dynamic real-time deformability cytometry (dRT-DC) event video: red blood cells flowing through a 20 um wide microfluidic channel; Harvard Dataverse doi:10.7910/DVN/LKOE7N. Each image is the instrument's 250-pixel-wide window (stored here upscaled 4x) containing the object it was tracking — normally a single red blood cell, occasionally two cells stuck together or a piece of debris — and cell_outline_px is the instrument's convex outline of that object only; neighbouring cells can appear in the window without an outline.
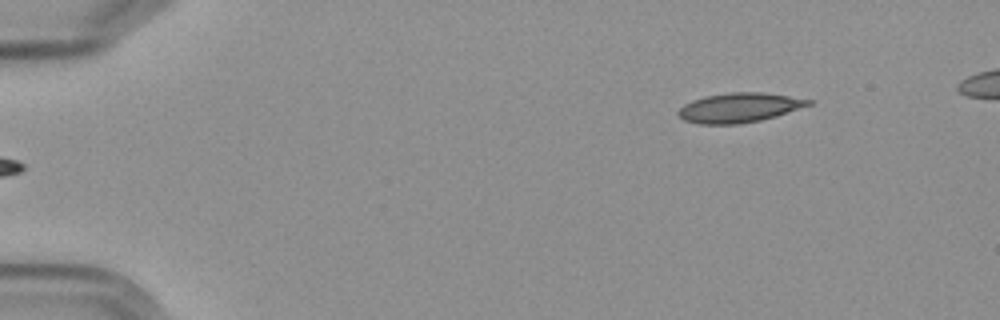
{"species": "Egyptian fruit bat (a non-hibernating species)", "species_latin": "Rousettus aegyptiacus", "temperature_condition": "cold", "stored_images_in_passage": 4, "segment_of_instrument_passage": [2, 2], "camera_frame_rate_fps": 3000, "um_per_image_px": 0.085, "frame": {"image": 1, "passage_image": 4, "time_ms": 3.333, "image_size_px": [1000, 320], "cell_outline_px": [[812, 104], [776, 116], [760, 120], [740, 124], [700, 124], [684, 120], [676, 112], [684, 104], [692, 100], [704, 96], [732, 92], [764, 92], [812, 100]], "centroid_in_image_um": [62.81, 9.15], "position_along_channel_um": 22.2, "area_um2": 22.31}}